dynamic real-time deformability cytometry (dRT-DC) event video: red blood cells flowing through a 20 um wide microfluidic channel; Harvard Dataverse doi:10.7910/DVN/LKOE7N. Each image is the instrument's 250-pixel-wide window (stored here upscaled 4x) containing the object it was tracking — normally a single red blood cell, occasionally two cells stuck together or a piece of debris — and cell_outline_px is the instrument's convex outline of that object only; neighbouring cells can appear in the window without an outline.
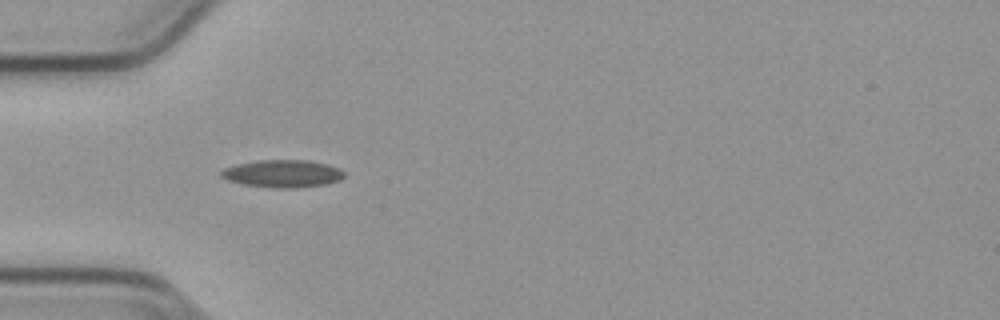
{"species": "common noctule bat (a hibernating species)", "species_latin": "Nyctalus noctula", "temperature_condition": "cold", "stored_images_in_passage": 38, "camera_frame_rate_fps": 3000, "um_per_image_px": 0.085, "animal": {"sex": "male", "body_mass_g": 23.1, "forearm_length_mm": 52.7}, "frame": {"image": 1, "passage_image": 16, "time_ms": 5.0, "image_size_px": [1000, 320], "cell_outline_px": [[344, 176], [340, 180], [324, 184], [292, 188], [272, 188], [244, 184], [228, 180], [220, 176], [220, 172], [224, 168], [236, 164], [256, 160], [308, 160], [328, 164], [340, 168], [344, 172]], "centroid_in_image_um": [24.02, 14.75], "position_along_channel_um": 61.0, "area_um2": 19.77}}
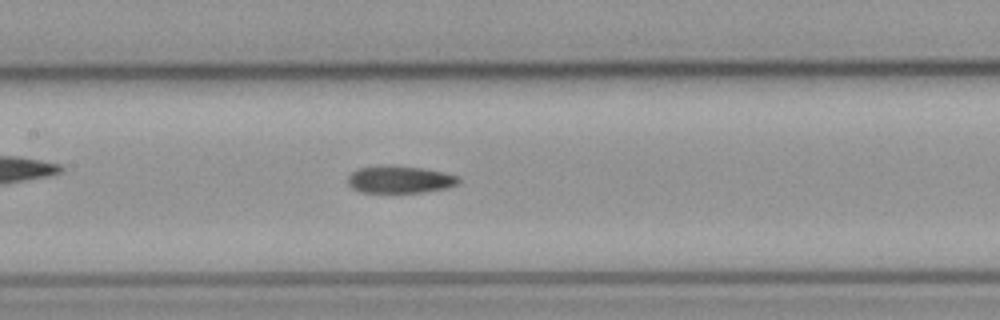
{"frame": {"image": 2, "passage_image": 25, "time_ms": 8.0, "image_size_px": [1000, 320], "cell_outline_px": [[460, 180], [456, 184], [444, 188], [420, 192], [364, 192], [352, 188], [348, 184], [348, 176], [356, 168], [380, 164], [388, 164], [424, 168], [444, 172], [460, 176]], "centroid_in_image_um": [33.95, 15.22], "position_along_channel_um": 173.5, "area_um2": 17.8}}
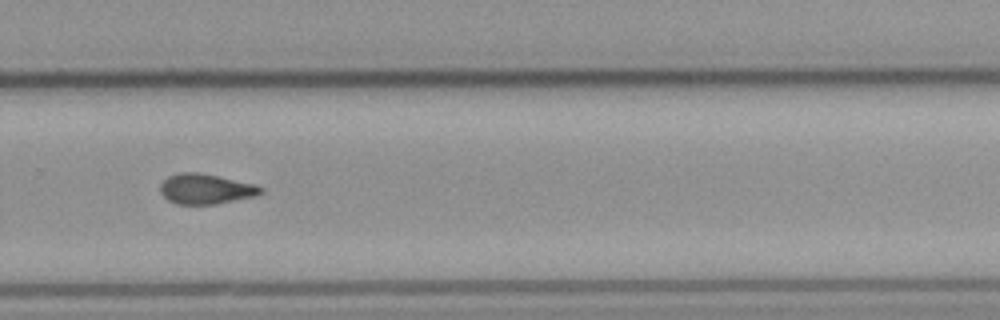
{"frame": {"image": 3, "passage_image": 36, "time_ms": 11.667, "image_size_px": [1000, 320], "cell_outline_px": [[264, 192], [256, 196], [216, 204], [176, 204], [168, 200], [160, 192], [160, 184], [168, 176], [180, 172], [200, 172], [256, 184], [264, 188]], "centroid_in_image_um": [17.51, 16.05], "position_along_channel_um": 312.3, "area_um2": 17.86}}